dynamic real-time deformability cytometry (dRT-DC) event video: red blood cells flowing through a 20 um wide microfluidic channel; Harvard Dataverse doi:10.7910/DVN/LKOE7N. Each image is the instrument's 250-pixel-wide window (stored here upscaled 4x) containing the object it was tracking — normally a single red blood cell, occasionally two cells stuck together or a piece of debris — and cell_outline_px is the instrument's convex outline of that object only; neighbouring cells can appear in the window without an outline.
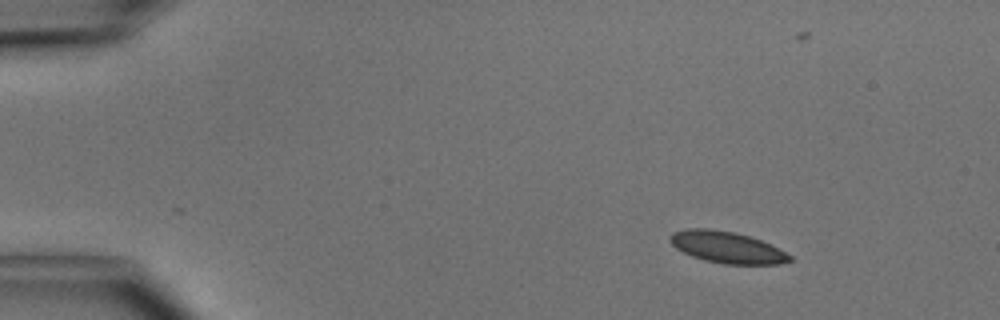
{"species": "common noctule bat (a hibernating species)", "species_latin": "Nyctalus noctula", "temperature_condition": "cold", "stored_images_in_passage": 43, "camera_frame_rate_fps": 3000, "um_per_image_px": 0.085, "animal": {"sex": "male", "body_mass_g": 15.6}, "frame": {"image": 1, "passage_image": 1, "time_ms": 0.0, "image_size_px": [1000, 320], "cell_outline_px": [[792, 260], [780, 264], [724, 264], [704, 260], [692, 256], [676, 248], [668, 240], [668, 236], [672, 232], [688, 228], [708, 228], [732, 232], [748, 236], [760, 240], [792, 256]], "centroid_in_image_um": [61.73, 21.02], "position_along_channel_um": 23.3, "area_um2": 21.79}}
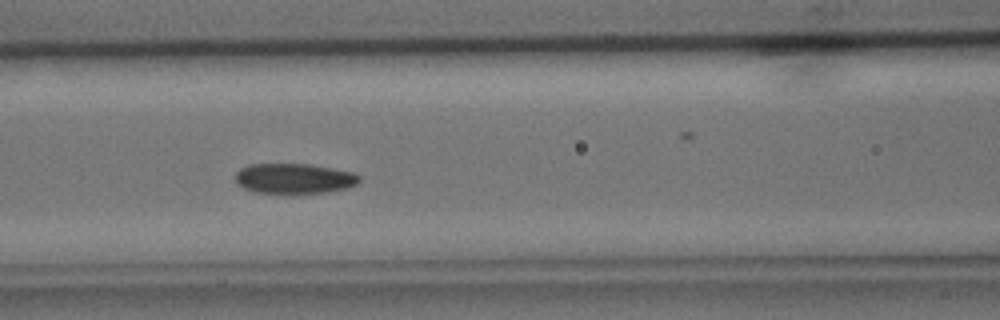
{"frame": {"image": 2, "passage_image": 16, "time_ms": 5.0, "image_size_px": [1000, 320], "cell_outline_px": [[360, 180], [356, 184], [344, 188], [328, 192], [252, 192], [236, 184], [236, 172], [240, 168], [248, 164], [308, 164], [356, 172], [360, 176]], "centroid_in_image_um": [24.99, 15.15], "position_along_channel_um": 141.6, "area_um2": 21.62}}
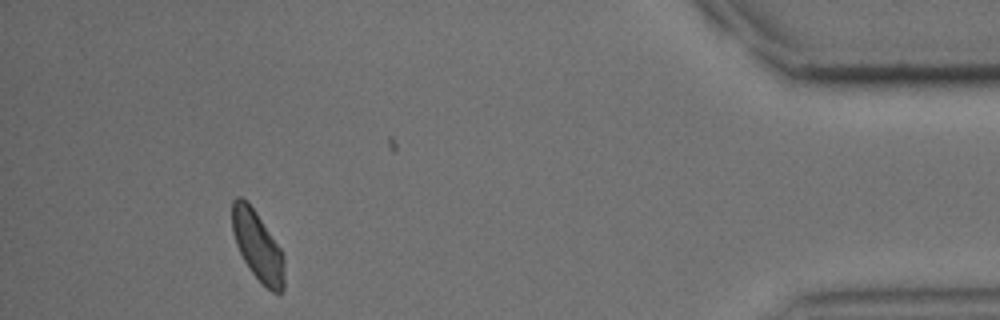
{"frame": {"image": 3, "passage_image": 40, "time_ms": 13.0, "image_size_px": [1000, 320], "cell_outline_px": [[284, 288], [280, 296], [272, 292], [252, 272], [244, 260], [236, 244], [232, 232], [232, 200], [236, 196], [240, 196], [248, 200], [280, 248], [284, 260]], "centroid_in_image_um": [21.89, 20.88], "position_along_channel_um": 413.3, "area_um2": 21.04}, "authors_computed_cell_mechanics": {"area_um2": 22.1374, "velocity_mm_per_s": 4.0902, "shape_relaxation_time_tau1_ms": 3.5607, "shape_relaxation_time_tau2_ms": 2.7647, "deformation_change_tau1": 0.0817, "deformation_change_tau2": 0.0666}}